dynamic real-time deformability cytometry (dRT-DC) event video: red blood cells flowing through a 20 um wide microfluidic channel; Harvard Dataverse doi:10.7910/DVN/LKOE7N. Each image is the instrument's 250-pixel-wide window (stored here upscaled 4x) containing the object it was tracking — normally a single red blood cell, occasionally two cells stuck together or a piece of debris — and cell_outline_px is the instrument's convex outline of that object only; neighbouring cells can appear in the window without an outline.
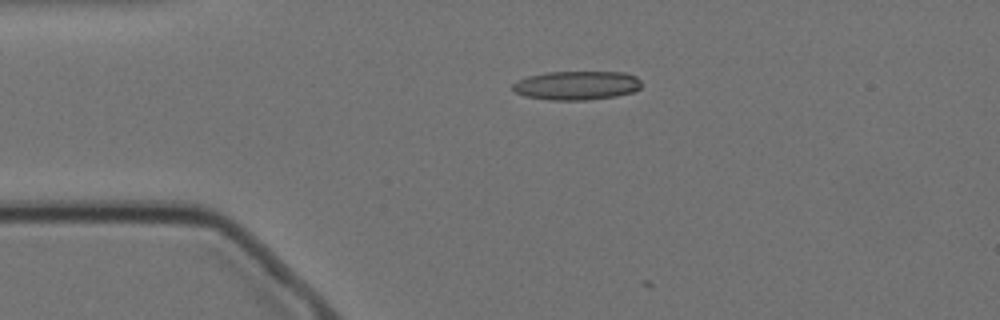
{"species": "Egyptian fruit bat (a non-hibernating species)", "species_latin": "Rousettus aegyptiacus", "temperature_condition": "cold", "stored_images_in_passage": 4, "camera_frame_rate_fps": 3000, "um_per_image_px": 0.085, "animal": {"sex": "female"}, "frame": {"image": 1, "passage_image": 1, "time_ms": 0.0, "image_size_px": [1000, 320], "cell_outline_px": [[640, 88], [632, 92], [616, 96], [584, 100], [548, 100], [524, 96], [516, 92], [512, 88], [512, 84], [528, 76], [548, 72], [624, 72], [636, 76], [640, 80]], "centroid_in_image_um": [49.02, 7.26], "position_along_channel_um": 36.0, "area_um2": 21.62}}